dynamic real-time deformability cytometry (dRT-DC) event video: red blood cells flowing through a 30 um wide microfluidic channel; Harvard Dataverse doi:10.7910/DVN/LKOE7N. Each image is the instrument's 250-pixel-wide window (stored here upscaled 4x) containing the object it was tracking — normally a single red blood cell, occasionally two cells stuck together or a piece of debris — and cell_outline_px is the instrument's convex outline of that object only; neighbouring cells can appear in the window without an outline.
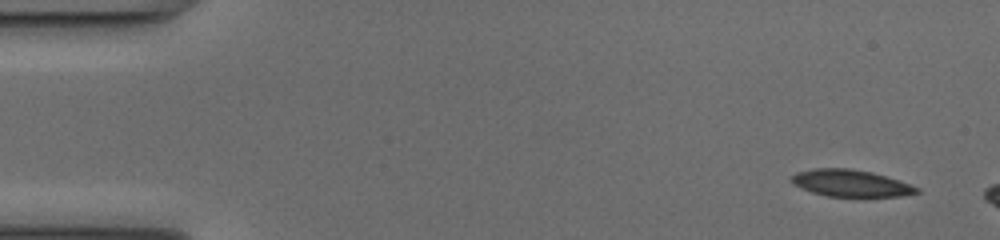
{"species": "common noctule bat (a hibernating species)", "species_latin": "Nyctalus noctula", "temperature_condition": "cold", "stored_images_in_passage": 13, "camera_frame_rate_fps": 3000, "um_per_image_px": 0.085, "animal": {"sex": "female", "body_mass_g": 17.0, "forearm_length_mm": 48.0}, "frame": {"image": 1, "passage_image": 2, "time_ms": 0.333, "image_size_px": [1000, 240], "cell_outline_px": [[920, 192], [900, 196], [828, 196], [812, 192], [800, 188], [792, 184], [788, 180], [788, 176], [796, 172], [812, 168], [848, 168], [872, 172], [920, 188]], "centroid_in_image_um": [72.2, 15.56], "position_along_channel_um": 12.8, "area_um2": 19.59}}